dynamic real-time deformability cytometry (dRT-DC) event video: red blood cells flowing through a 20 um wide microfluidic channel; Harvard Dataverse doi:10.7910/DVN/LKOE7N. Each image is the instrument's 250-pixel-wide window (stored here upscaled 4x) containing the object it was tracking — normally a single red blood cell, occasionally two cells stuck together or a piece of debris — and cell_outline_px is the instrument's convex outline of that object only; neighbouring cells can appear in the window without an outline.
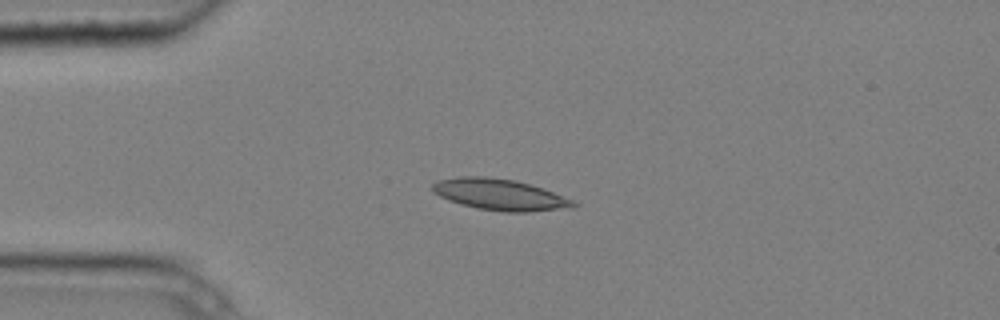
{"species": "common noctule bat (a hibernating species)", "species_latin": "Nyctalus noctula", "temperature_condition": "cold", "stored_images_in_passage": 6, "camera_frame_rate_fps": 3000, "um_per_image_px": 0.085, "animal": {"sex": "male", "body_mass_g": 20.4}, "frame": {"image": 1, "passage_image": 4, "time_ms": 1.0, "image_size_px": [1000, 320], "cell_outline_px": [[580, 204], [576, 208], [528, 212], [504, 212], [476, 208], [460, 204], [448, 200], [432, 192], [432, 184], [436, 180], [460, 176], [484, 176], [512, 180], [528, 184], [552, 192], [572, 200]], "centroid_in_image_um": [42.47, 16.55], "position_along_channel_um": 42.5, "area_um2": 25.72}}
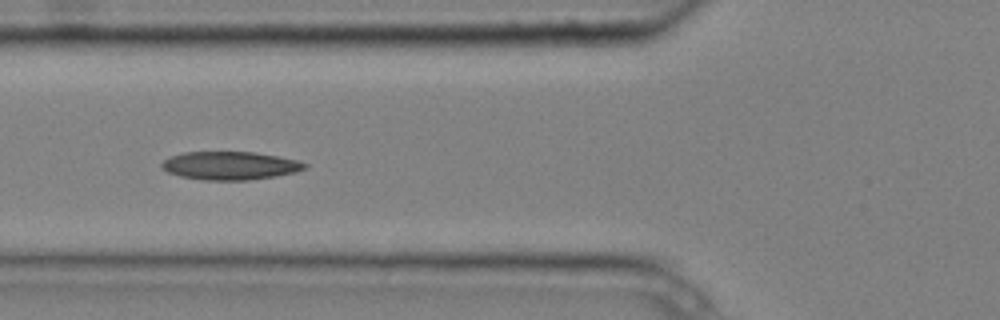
{"frame": {"image": 2, "passage_image": 6, "time_ms": 1.667, "image_size_px": [1000, 320], "cell_outline_px": [[308, 168], [296, 172], [276, 176], [248, 180], [204, 180], [180, 176], [168, 172], [160, 164], [164, 160], [172, 156], [184, 152], [252, 152], [276, 156], [296, 160], [308, 164]], "centroid_in_image_um": [19.58, 14.08], "position_along_channel_um": 106.2, "area_um2": 23.35}}